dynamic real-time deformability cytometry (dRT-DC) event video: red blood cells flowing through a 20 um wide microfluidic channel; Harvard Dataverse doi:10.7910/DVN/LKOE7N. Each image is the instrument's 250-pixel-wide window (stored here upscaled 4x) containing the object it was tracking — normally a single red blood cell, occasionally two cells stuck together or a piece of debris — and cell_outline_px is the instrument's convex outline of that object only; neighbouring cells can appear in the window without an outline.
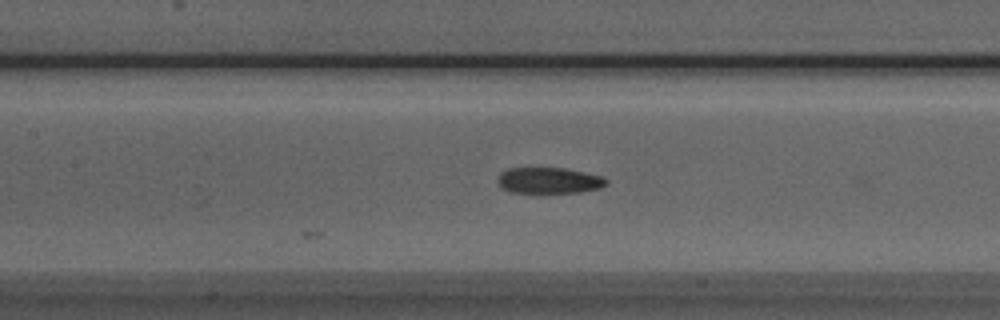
{"species": "Egyptian fruit bat (a non-hibernating species)", "species_latin": "Rousettus aegyptiacus", "temperature_condition": "room temperature", "stored_images_in_passage": 27, "camera_frame_rate_fps": 3000, "um_per_image_px": 0.085, "animal": {"sex": "male"}, "frame": {"image": 1, "passage_image": 10, "time_ms": 3.0, "image_size_px": [1000, 320], "cell_outline_px": [[608, 184], [600, 188], [580, 192], [508, 192], [496, 184], [496, 180], [500, 172], [508, 168], [564, 168], [604, 176], [608, 180]], "centroid_in_image_um": [46.64, 15.33], "position_along_channel_um": 160.8, "area_um2": 16.65}}
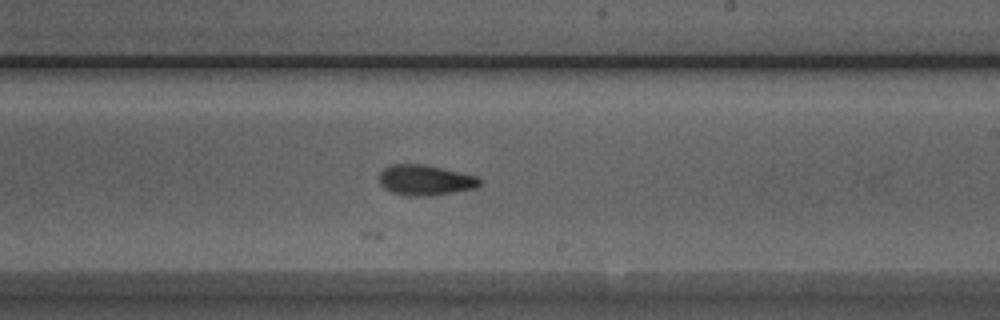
{"frame": {"image": 2, "passage_image": 17, "time_ms": 5.333, "image_size_px": [1000, 320], "cell_outline_px": [[480, 184], [476, 188], [428, 196], [408, 196], [392, 192], [384, 188], [380, 184], [380, 172], [384, 168], [392, 164], [424, 164], [476, 176], [480, 180]], "centroid_in_image_um": [36.12, 15.31], "position_along_channel_um": 252.9, "area_um2": 17.63}}
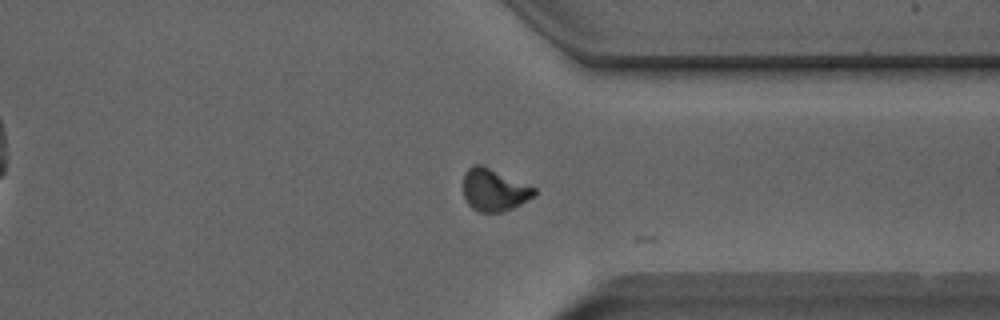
{"frame": {"image": 3, "passage_image": 26, "time_ms": 8.333, "image_size_px": [1000, 320], "cell_outline_px": [[536, 196], [504, 212], [480, 212], [472, 208], [468, 204], [464, 196], [464, 172], [468, 168], [476, 164], [484, 164], [536, 188]], "centroid_in_image_um": [42.01, 16.13], "position_along_channel_um": 369.4, "area_um2": 17.69}, "authors_computed_cell_mechanics": {"area_um2": 17.8024, "velocity_mm_per_s": 3.9525, "shape_relaxation_time_tau1_ms": null, "shape_relaxation_time_tau2_ms": 2.403, "deformation_change_tau1": null, "deformation_change_tau2": 0.0755}}